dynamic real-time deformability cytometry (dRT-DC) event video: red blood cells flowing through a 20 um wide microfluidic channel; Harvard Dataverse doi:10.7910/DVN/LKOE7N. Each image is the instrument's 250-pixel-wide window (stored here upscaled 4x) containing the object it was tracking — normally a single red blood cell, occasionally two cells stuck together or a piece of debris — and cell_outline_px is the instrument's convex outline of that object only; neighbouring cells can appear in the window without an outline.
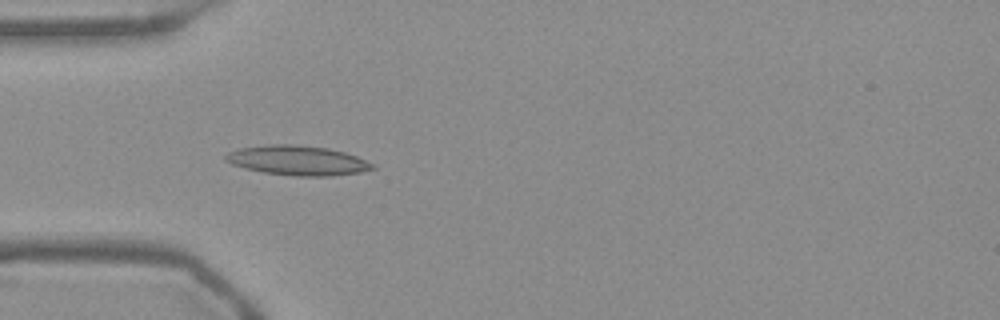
{"species": "Egyptian fruit bat (a non-hibernating species)", "species_latin": "Rousettus aegyptiacus", "temperature_condition": "warm", "stored_images_in_passage": 38, "camera_frame_rate_fps": 3000, "um_per_image_px": 0.085, "frame": {"image": 1, "passage_image": 1, "time_ms": 0.0, "image_size_px": [1000, 320], "cell_outline_px": [[376, 168], [360, 172], [332, 176], [296, 176], [264, 172], [244, 168], [232, 164], [224, 160], [224, 156], [228, 152], [240, 148], [268, 144], [296, 144], [328, 148], [344, 152], [356, 156], [376, 164]], "centroid_in_image_um": [25.31, 13.63], "position_along_channel_um": 59.7, "area_um2": 25.49}}
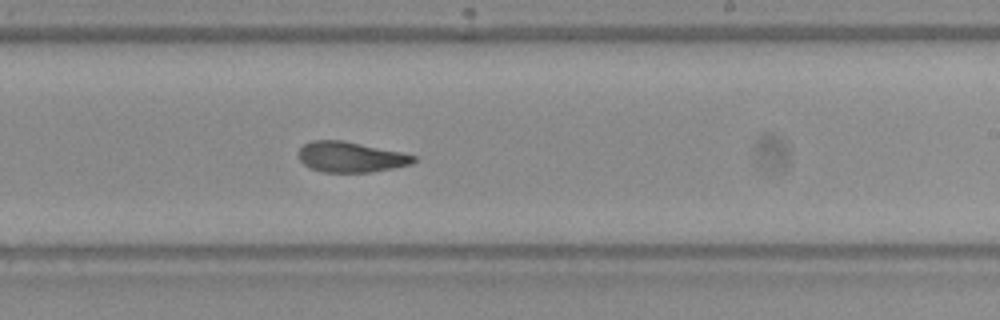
{"frame": {"image": 2, "passage_image": 17, "time_ms": 5.333, "image_size_px": [1000, 320], "cell_outline_px": [[416, 160], [412, 164], [372, 172], [324, 172], [308, 168], [300, 160], [300, 148], [304, 144], [312, 140], [340, 140], [404, 152], [416, 156]], "centroid_in_image_um": [29.83, 13.35], "position_along_channel_um": 259.2, "area_um2": 20.4}}
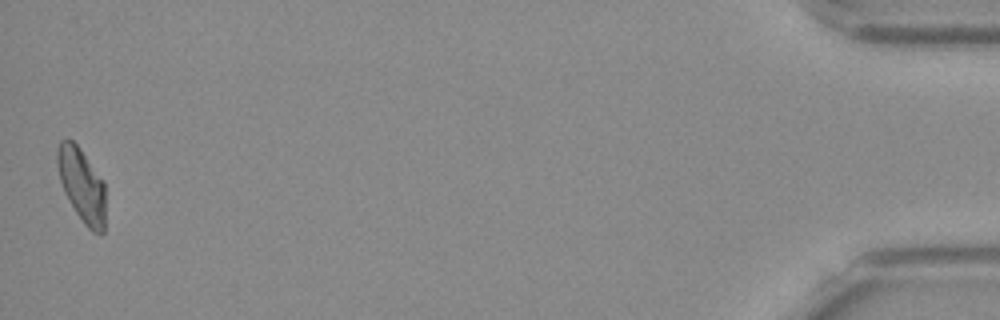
{"frame": {"image": 3, "passage_image": 38, "time_ms": 12.333, "image_size_px": [1000, 320], "cell_outline_px": [[104, 232], [100, 236], [92, 232], [84, 224], [76, 212], [64, 192], [60, 180], [56, 160], [56, 148], [60, 140], [72, 140], [80, 148], [104, 180]], "centroid_in_image_um": [6.95, 15.73], "position_along_channel_um": 428.3, "area_um2": 20.81}, "authors_computed_cell_mechanics": {"area_um2": 21.2993, "velocity_mm_per_s": 3.7749, "shape_relaxation_time_tau1_ms": 9.7799, "shape_relaxation_time_tau2_ms": 2.1839, "deformation_change_tau1": 0.247, "deformation_change_tau2": 0.0925}}